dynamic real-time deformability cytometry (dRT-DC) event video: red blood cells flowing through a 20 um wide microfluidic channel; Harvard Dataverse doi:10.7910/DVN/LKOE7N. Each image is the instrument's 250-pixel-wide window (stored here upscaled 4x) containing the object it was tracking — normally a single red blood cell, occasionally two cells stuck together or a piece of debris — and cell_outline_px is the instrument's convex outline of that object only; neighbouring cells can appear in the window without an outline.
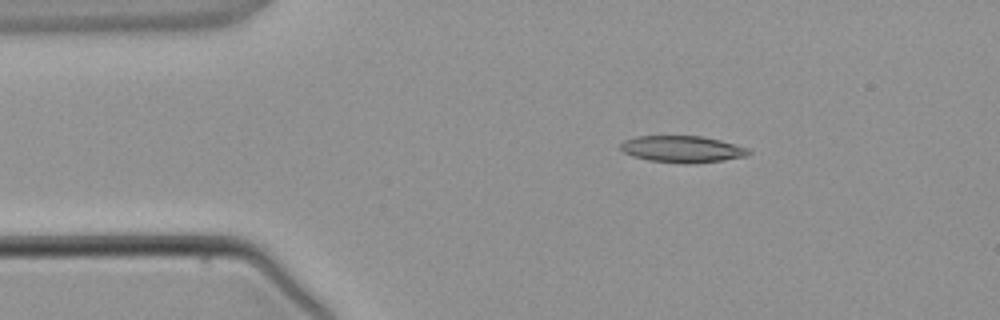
{"species": "common noctule bat (a hibernating species)", "species_latin": "Nyctalus noctula", "temperature_condition": "warm", "stored_images_in_passage": 3, "camera_frame_rate_fps": 3000, "um_per_image_px": 0.085, "animal": {"sex": "male", "body_mass_g": 21.5, "forearm_length_mm": 52.0}, "frame": {"image": 1, "passage_image": 2, "time_ms": 1.333, "image_size_px": [1000, 320], "cell_outline_px": [[752, 152], [748, 156], [724, 160], [692, 164], [684, 164], [648, 160], [632, 156], [624, 152], [620, 148], [620, 144], [624, 140], [636, 136], [700, 136], [720, 140], [736, 144], [748, 148]], "centroid_in_image_um": [58.01, 12.68], "position_along_channel_um": 27.0, "area_um2": 20.11}}